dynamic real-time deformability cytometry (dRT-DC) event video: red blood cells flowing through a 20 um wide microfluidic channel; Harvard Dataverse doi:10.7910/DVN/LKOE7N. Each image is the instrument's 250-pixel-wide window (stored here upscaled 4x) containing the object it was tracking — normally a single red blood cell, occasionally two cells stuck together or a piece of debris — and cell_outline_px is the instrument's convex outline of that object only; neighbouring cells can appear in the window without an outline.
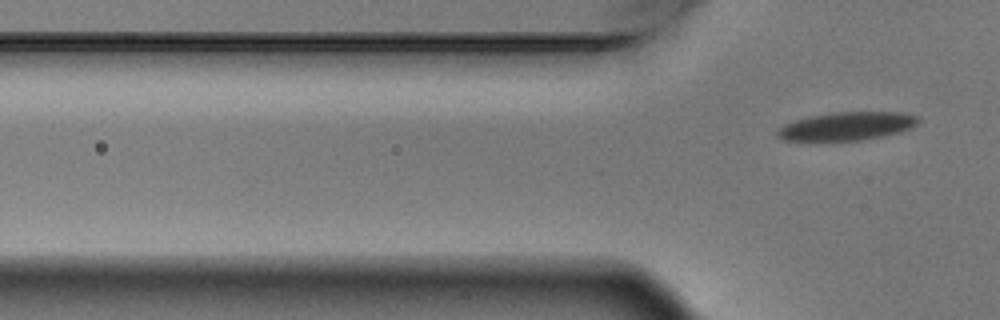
{"species": "Egyptian fruit bat (a non-hibernating species)", "species_latin": "Rousettus aegyptiacus", "temperature_condition": "warm", "stored_images_in_passage": 7, "segment_of_instrument_passage": [2, 2], "camera_frame_rate_fps": 3000, "um_per_image_px": 0.085, "animal": {"sex": "male"}, "frame": {"image": 1, "passage_image": 7, "time_ms": 2.0, "image_size_px": [1000, 320], "cell_outline_px": [[920, 120], [916, 124], [900, 132], [860, 140], [812, 144], [784, 140], [776, 136], [776, 128], [784, 124], [808, 116], [832, 112], [904, 112], [916, 116]], "centroid_in_image_um": [71.83, 10.77], "position_along_channel_um": 54.0, "area_um2": 24.16}}